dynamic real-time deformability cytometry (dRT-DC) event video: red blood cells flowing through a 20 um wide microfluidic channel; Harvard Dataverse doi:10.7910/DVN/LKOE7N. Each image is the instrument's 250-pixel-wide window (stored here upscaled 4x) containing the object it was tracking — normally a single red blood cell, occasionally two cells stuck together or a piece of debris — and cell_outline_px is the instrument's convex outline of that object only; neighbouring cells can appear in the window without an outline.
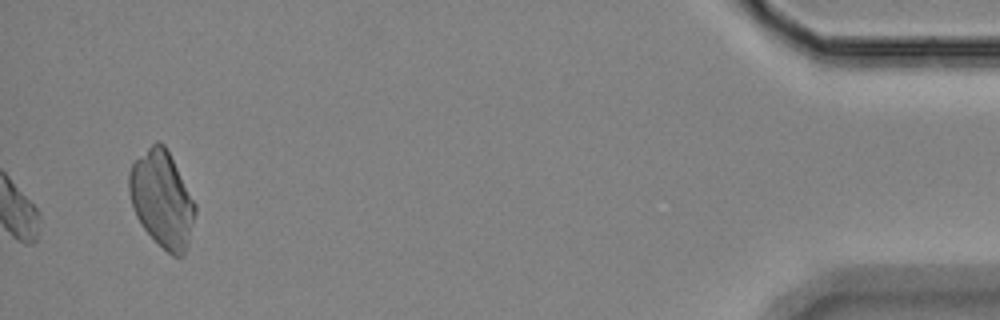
{"species": "Egyptian fruit bat (a non-hibernating species)", "species_latin": "Rousettus aegyptiacus", "temperature_condition": "room temperature", "stored_images_in_passage": 43, "camera_frame_rate_fps": 3000, "um_per_image_px": 0.085, "animal": {"sex": "female"}, "frame": {"image": 1, "passage_image": 43, "time_ms": 14.0, "image_size_px": [1000, 320], "cell_outline_px": [[196, 212], [188, 244], [184, 256], [172, 256], [144, 228], [136, 216], [132, 208], [128, 192], [128, 172], [132, 164], [156, 140], [164, 144], [196, 204]], "centroid_in_image_um": [13.76, 16.93], "position_along_channel_um": 421.4, "area_um2": 36.65}, "authors_computed_cell_mechanics": {"area_um2": 16.3574, "velocity_mm_per_s": 3.5001, "shape_relaxation_time_tau1_ms": 6.1825, "shape_relaxation_time_tau2_ms": 2.0183, "deformation_change_tau1": 0.1319, "deformation_change_tau2": 0.0959}}